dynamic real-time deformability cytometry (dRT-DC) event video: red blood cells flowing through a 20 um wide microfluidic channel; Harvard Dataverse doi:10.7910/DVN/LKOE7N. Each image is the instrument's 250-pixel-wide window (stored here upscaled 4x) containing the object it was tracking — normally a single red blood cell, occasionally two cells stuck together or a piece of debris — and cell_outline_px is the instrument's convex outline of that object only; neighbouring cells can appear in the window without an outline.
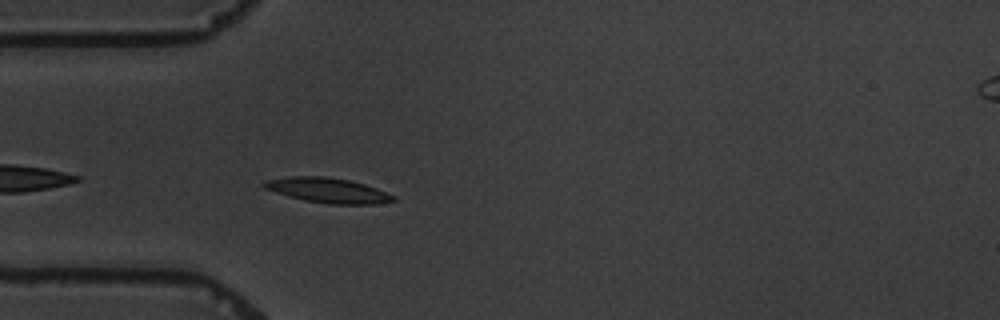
{"species": "common noctule bat (a hibernating species)", "species_latin": "Nyctalus noctula", "temperature_condition": "warm", "stored_images_in_passage": 7, "camera_frame_rate_fps": 3000, "um_per_image_px": 0.085, "animal": {"sex": "male", "body_mass_g": 19.5, "forearm_length_mm": 54.6}, "frame": {"image": 1, "passage_image": 7, "time_ms": 5.0, "image_size_px": [1000, 320], "cell_outline_px": [[396, 200], [376, 204], [328, 204], [304, 200], [276, 192], [264, 188], [260, 184], [268, 180], [292, 176], [324, 176], [348, 180], [364, 184], [376, 188], [396, 196]], "centroid_in_image_um": [27.89, 16.18], "position_along_channel_um": 57.1, "area_um2": 18.61}}